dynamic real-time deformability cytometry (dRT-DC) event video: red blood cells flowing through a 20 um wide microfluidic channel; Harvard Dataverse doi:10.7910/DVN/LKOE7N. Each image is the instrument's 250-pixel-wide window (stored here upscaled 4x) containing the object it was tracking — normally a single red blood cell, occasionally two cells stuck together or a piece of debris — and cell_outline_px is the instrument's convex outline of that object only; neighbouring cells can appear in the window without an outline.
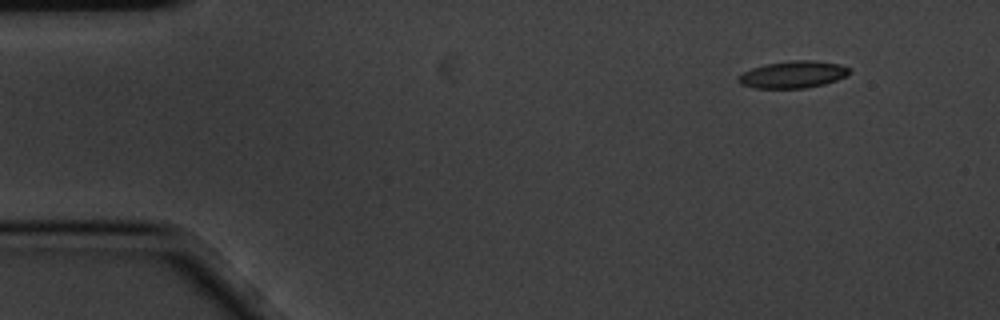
{"species": "common noctule bat (a hibernating species)", "species_latin": "Nyctalus noctula", "temperature_condition": "cold", "stored_images_in_passage": 3, "camera_frame_rate_fps": 3000, "um_per_image_px": 0.085, "animal": {"sex": "male", "body_mass_g": 20.1, "forearm_length_mm": 53.5}, "frame": {"image": 1, "passage_image": 1, "time_ms": 0.0, "image_size_px": [1000, 320], "cell_outline_px": [[852, 72], [848, 76], [824, 84], [804, 88], [756, 88], [740, 84], [736, 80], [736, 76], [752, 68], [764, 64], [792, 60], [812, 60], [840, 64], [852, 68]], "centroid_in_image_um": [67.42, 6.33], "position_along_channel_um": 17.6, "area_um2": 17.74}}